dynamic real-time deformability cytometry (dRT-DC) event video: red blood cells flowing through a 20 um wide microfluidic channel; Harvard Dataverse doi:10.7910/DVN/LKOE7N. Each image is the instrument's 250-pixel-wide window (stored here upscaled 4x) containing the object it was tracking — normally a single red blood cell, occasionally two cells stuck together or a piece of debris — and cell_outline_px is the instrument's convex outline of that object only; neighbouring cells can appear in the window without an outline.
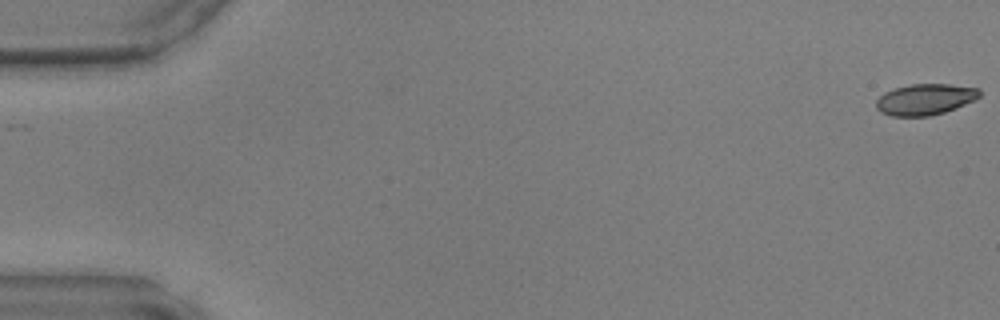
{"species": "common noctule bat (a hibernating species)", "species_latin": "Nyctalus noctula", "temperature_condition": "warm", "stored_images_in_passage": 24, "camera_frame_rate_fps": 3000, "um_per_image_px": 0.085, "animal": {"sex": "male", "body_mass_g": 17.9, "forearm_length_mm": 54.2}, "frame": {"image": 1, "passage_image": 1, "time_ms": 0.0, "image_size_px": [1000, 320], "cell_outline_px": [[980, 96], [976, 100], [956, 108], [944, 112], [928, 116], [892, 116], [880, 112], [876, 108], [876, 100], [884, 92], [896, 88], [912, 84], [948, 84], [980, 88]], "centroid_in_image_um": [78.65, 8.45], "position_along_channel_um": 6.4, "area_um2": 18.79}}
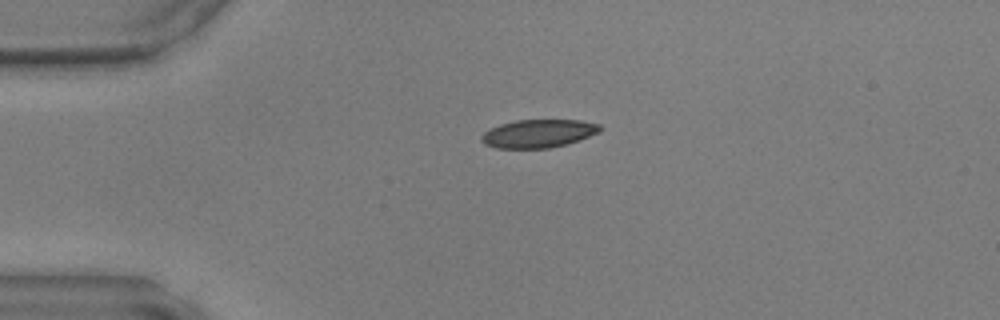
{"frame": {"image": 2, "passage_image": 12, "time_ms": 3.667, "image_size_px": [1000, 320], "cell_outline_px": [[604, 128], [600, 132], [580, 140], [568, 144], [548, 148], [496, 148], [484, 144], [480, 140], [480, 136], [484, 132], [500, 124], [516, 120], [580, 120], [600, 124]], "centroid_in_image_um": [45.79, 11.35], "position_along_channel_um": 39.2, "area_um2": 19.65}}